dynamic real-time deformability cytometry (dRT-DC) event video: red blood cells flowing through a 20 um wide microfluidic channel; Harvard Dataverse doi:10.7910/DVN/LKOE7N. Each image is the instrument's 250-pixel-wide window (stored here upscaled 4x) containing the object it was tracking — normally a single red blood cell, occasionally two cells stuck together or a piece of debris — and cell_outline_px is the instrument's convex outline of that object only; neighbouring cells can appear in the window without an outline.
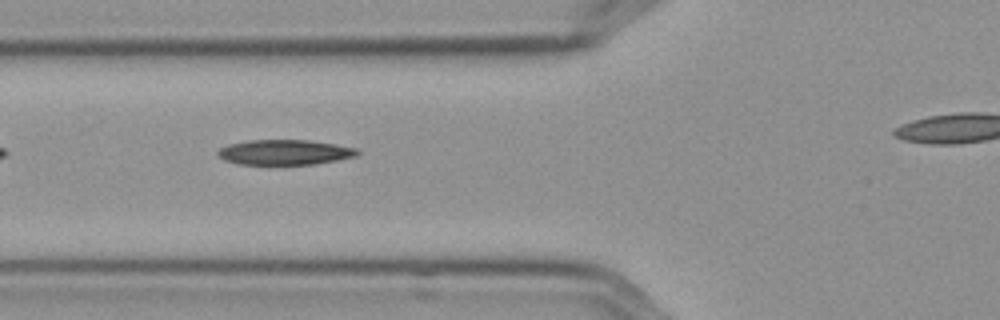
{"species": "Egyptian fruit bat (a non-hibernating species)", "species_latin": "Rousettus aegyptiacus", "temperature_condition": "cold", "stored_images_in_passage": 33, "camera_frame_rate_fps": 3000, "um_per_image_px": 0.085, "frame": {"image": 1, "passage_image": 4, "time_ms": 1.0, "image_size_px": [1000, 320], "cell_outline_px": [[360, 152], [356, 156], [316, 164], [236, 164], [224, 160], [216, 152], [220, 148], [228, 144], [248, 140], [308, 140], [336, 144], [356, 148]], "centroid_in_image_um": [24.19, 12.94], "position_along_channel_um": 101.6, "area_um2": 20.4}}
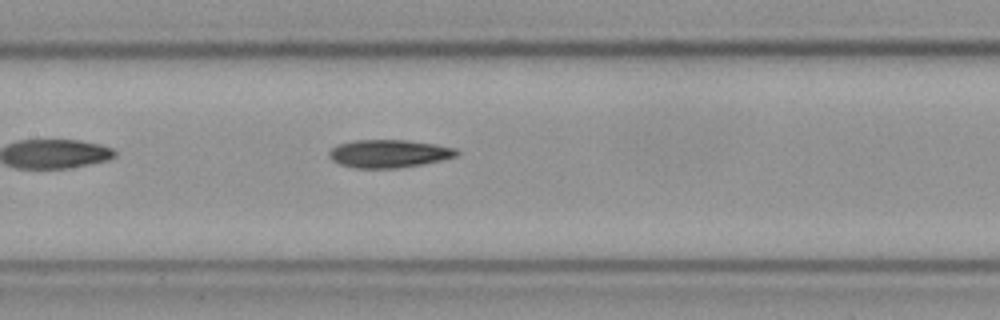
{"frame": {"image": 2, "passage_image": 10, "time_ms": 3.0, "image_size_px": [1000, 320], "cell_outline_px": [[460, 152], [456, 156], [440, 160], [420, 164], [396, 168], [356, 168], [340, 164], [332, 160], [328, 156], [328, 152], [332, 148], [340, 144], [352, 140], [404, 140], [436, 144], [456, 148]], "centroid_in_image_um": [33.04, 13.05], "position_along_channel_um": 174.4, "area_um2": 20.63}}
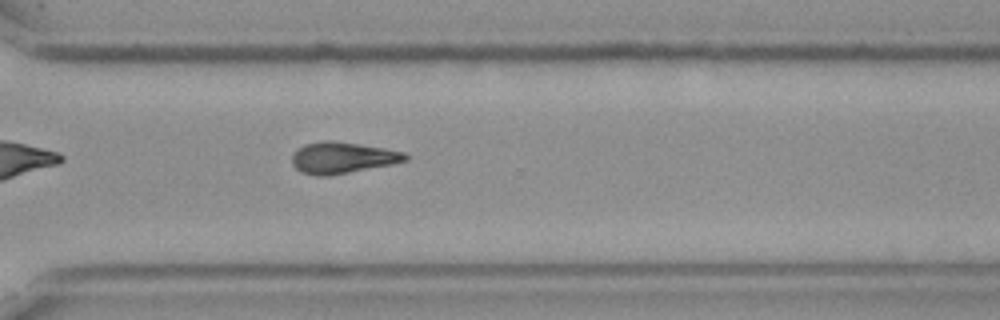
{"frame": {"image": 3, "passage_image": 24, "time_ms": 7.667, "image_size_px": [1000, 320], "cell_outline_px": [[408, 160], [392, 164], [328, 176], [316, 176], [300, 172], [292, 164], [292, 156], [304, 144], [324, 140], [332, 140], [360, 144], [384, 148], [404, 152], [408, 156]], "centroid_in_image_um": [29.1, 13.41], "position_along_channel_um": 341.5, "area_um2": 20.63}}